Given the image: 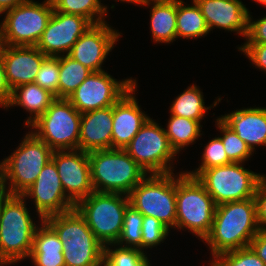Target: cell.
Returning a JSON list of instances; mask_svg holds the SVG:
<instances>
[{"label": "cell", "mask_w": 266, "mask_h": 266, "mask_svg": "<svg viewBox=\"0 0 266 266\" xmlns=\"http://www.w3.org/2000/svg\"><path fill=\"white\" fill-rule=\"evenodd\" d=\"M260 230L254 198L227 202L216 206L210 233L203 241L214 258L223 252L249 246Z\"/></svg>", "instance_id": "obj_1"}, {"label": "cell", "mask_w": 266, "mask_h": 266, "mask_svg": "<svg viewBox=\"0 0 266 266\" xmlns=\"http://www.w3.org/2000/svg\"><path fill=\"white\" fill-rule=\"evenodd\" d=\"M44 221L63 244L65 266H104V245L76 208L49 216Z\"/></svg>", "instance_id": "obj_2"}, {"label": "cell", "mask_w": 266, "mask_h": 266, "mask_svg": "<svg viewBox=\"0 0 266 266\" xmlns=\"http://www.w3.org/2000/svg\"><path fill=\"white\" fill-rule=\"evenodd\" d=\"M91 182L95 192L129 195L147 172L124 150L88 152Z\"/></svg>", "instance_id": "obj_3"}, {"label": "cell", "mask_w": 266, "mask_h": 266, "mask_svg": "<svg viewBox=\"0 0 266 266\" xmlns=\"http://www.w3.org/2000/svg\"><path fill=\"white\" fill-rule=\"evenodd\" d=\"M29 212L22 195L5 197L0 211V259L12 263L29 259L38 227Z\"/></svg>", "instance_id": "obj_4"}, {"label": "cell", "mask_w": 266, "mask_h": 266, "mask_svg": "<svg viewBox=\"0 0 266 266\" xmlns=\"http://www.w3.org/2000/svg\"><path fill=\"white\" fill-rule=\"evenodd\" d=\"M23 137L16 150L0 162V185L9 194L21 195L30 187L53 153L32 131Z\"/></svg>", "instance_id": "obj_5"}, {"label": "cell", "mask_w": 266, "mask_h": 266, "mask_svg": "<svg viewBox=\"0 0 266 266\" xmlns=\"http://www.w3.org/2000/svg\"><path fill=\"white\" fill-rule=\"evenodd\" d=\"M215 209L213 198L197 178L184 171L176 175V229H187L203 242L210 233Z\"/></svg>", "instance_id": "obj_6"}, {"label": "cell", "mask_w": 266, "mask_h": 266, "mask_svg": "<svg viewBox=\"0 0 266 266\" xmlns=\"http://www.w3.org/2000/svg\"><path fill=\"white\" fill-rule=\"evenodd\" d=\"M129 197L118 193L92 192L75 208L84 217L94 236L105 246L116 244L123 226Z\"/></svg>", "instance_id": "obj_7"}, {"label": "cell", "mask_w": 266, "mask_h": 266, "mask_svg": "<svg viewBox=\"0 0 266 266\" xmlns=\"http://www.w3.org/2000/svg\"><path fill=\"white\" fill-rule=\"evenodd\" d=\"M129 202L143 216L176 229V175L147 174L129 193Z\"/></svg>", "instance_id": "obj_8"}, {"label": "cell", "mask_w": 266, "mask_h": 266, "mask_svg": "<svg viewBox=\"0 0 266 266\" xmlns=\"http://www.w3.org/2000/svg\"><path fill=\"white\" fill-rule=\"evenodd\" d=\"M81 113L66 98H56L30 125L31 131L53 151L78 149ZM33 129V130H32Z\"/></svg>", "instance_id": "obj_9"}, {"label": "cell", "mask_w": 266, "mask_h": 266, "mask_svg": "<svg viewBox=\"0 0 266 266\" xmlns=\"http://www.w3.org/2000/svg\"><path fill=\"white\" fill-rule=\"evenodd\" d=\"M244 163H230L203 170L196 178L213 198L216 206L254 198L263 175L244 168Z\"/></svg>", "instance_id": "obj_10"}, {"label": "cell", "mask_w": 266, "mask_h": 266, "mask_svg": "<svg viewBox=\"0 0 266 266\" xmlns=\"http://www.w3.org/2000/svg\"><path fill=\"white\" fill-rule=\"evenodd\" d=\"M51 0H34L4 12L0 23L1 45L36 46L53 14Z\"/></svg>", "instance_id": "obj_11"}, {"label": "cell", "mask_w": 266, "mask_h": 266, "mask_svg": "<svg viewBox=\"0 0 266 266\" xmlns=\"http://www.w3.org/2000/svg\"><path fill=\"white\" fill-rule=\"evenodd\" d=\"M124 150L147 174H167L174 171L171 161L177 154L171 148L164 128L151 117Z\"/></svg>", "instance_id": "obj_12"}, {"label": "cell", "mask_w": 266, "mask_h": 266, "mask_svg": "<svg viewBox=\"0 0 266 266\" xmlns=\"http://www.w3.org/2000/svg\"><path fill=\"white\" fill-rule=\"evenodd\" d=\"M136 83L132 77L118 81L106 71L91 72L67 99L83 114L113 106Z\"/></svg>", "instance_id": "obj_13"}, {"label": "cell", "mask_w": 266, "mask_h": 266, "mask_svg": "<svg viewBox=\"0 0 266 266\" xmlns=\"http://www.w3.org/2000/svg\"><path fill=\"white\" fill-rule=\"evenodd\" d=\"M33 199L40 223L47 217L75 208L66 196L55 163L50 160L41 170L35 182L22 194Z\"/></svg>", "instance_id": "obj_14"}, {"label": "cell", "mask_w": 266, "mask_h": 266, "mask_svg": "<svg viewBox=\"0 0 266 266\" xmlns=\"http://www.w3.org/2000/svg\"><path fill=\"white\" fill-rule=\"evenodd\" d=\"M51 160L57 167L66 196L75 205L94 192L88 152L79 149L55 150Z\"/></svg>", "instance_id": "obj_15"}, {"label": "cell", "mask_w": 266, "mask_h": 266, "mask_svg": "<svg viewBox=\"0 0 266 266\" xmlns=\"http://www.w3.org/2000/svg\"><path fill=\"white\" fill-rule=\"evenodd\" d=\"M91 25L82 16L54 10L36 47L46 56L68 55L72 46Z\"/></svg>", "instance_id": "obj_16"}, {"label": "cell", "mask_w": 266, "mask_h": 266, "mask_svg": "<svg viewBox=\"0 0 266 266\" xmlns=\"http://www.w3.org/2000/svg\"><path fill=\"white\" fill-rule=\"evenodd\" d=\"M121 35L107 22L93 24L72 46L68 56L92 72L104 71L102 65Z\"/></svg>", "instance_id": "obj_17"}, {"label": "cell", "mask_w": 266, "mask_h": 266, "mask_svg": "<svg viewBox=\"0 0 266 266\" xmlns=\"http://www.w3.org/2000/svg\"><path fill=\"white\" fill-rule=\"evenodd\" d=\"M0 54L5 76L11 90L33 83L43 60L47 57L36 46L1 45Z\"/></svg>", "instance_id": "obj_18"}, {"label": "cell", "mask_w": 266, "mask_h": 266, "mask_svg": "<svg viewBox=\"0 0 266 266\" xmlns=\"http://www.w3.org/2000/svg\"><path fill=\"white\" fill-rule=\"evenodd\" d=\"M203 14L209 31L220 28L247 36L250 12L241 0H194Z\"/></svg>", "instance_id": "obj_19"}, {"label": "cell", "mask_w": 266, "mask_h": 266, "mask_svg": "<svg viewBox=\"0 0 266 266\" xmlns=\"http://www.w3.org/2000/svg\"><path fill=\"white\" fill-rule=\"evenodd\" d=\"M136 89L137 83L113 105L112 149H125L149 119L135 98Z\"/></svg>", "instance_id": "obj_20"}, {"label": "cell", "mask_w": 266, "mask_h": 266, "mask_svg": "<svg viewBox=\"0 0 266 266\" xmlns=\"http://www.w3.org/2000/svg\"><path fill=\"white\" fill-rule=\"evenodd\" d=\"M113 106L81 114L78 149H112Z\"/></svg>", "instance_id": "obj_21"}, {"label": "cell", "mask_w": 266, "mask_h": 266, "mask_svg": "<svg viewBox=\"0 0 266 266\" xmlns=\"http://www.w3.org/2000/svg\"><path fill=\"white\" fill-rule=\"evenodd\" d=\"M219 118L236 132L252 152L256 146H266V107L237 109Z\"/></svg>", "instance_id": "obj_22"}, {"label": "cell", "mask_w": 266, "mask_h": 266, "mask_svg": "<svg viewBox=\"0 0 266 266\" xmlns=\"http://www.w3.org/2000/svg\"><path fill=\"white\" fill-rule=\"evenodd\" d=\"M38 226L29 259L35 266H65L63 244L56 232L44 220Z\"/></svg>", "instance_id": "obj_23"}, {"label": "cell", "mask_w": 266, "mask_h": 266, "mask_svg": "<svg viewBox=\"0 0 266 266\" xmlns=\"http://www.w3.org/2000/svg\"><path fill=\"white\" fill-rule=\"evenodd\" d=\"M151 6L150 32L156 43L170 44L177 39V0H157L141 4Z\"/></svg>", "instance_id": "obj_24"}, {"label": "cell", "mask_w": 266, "mask_h": 266, "mask_svg": "<svg viewBox=\"0 0 266 266\" xmlns=\"http://www.w3.org/2000/svg\"><path fill=\"white\" fill-rule=\"evenodd\" d=\"M56 99L50 91L43 89L35 82L17 86L12 90V95L7 109L14 106H21L30 116L25 121V126L34 123Z\"/></svg>", "instance_id": "obj_25"}, {"label": "cell", "mask_w": 266, "mask_h": 266, "mask_svg": "<svg viewBox=\"0 0 266 266\" xmlns=\"http://www.w3.org/2000/svg\"><path fill=\"white\" fill-rule=\"evenodd\" d=\"M203 96V93L197 85H190L187 89L180 93L175 100H173L170 106V114L189 118L201 123V120L204 119L207 110L211 109L213 106L216 107V105L221 101V98L219 97L212 106L205 107Z\"/></svg>", "instance_id": "obj_26"}, {"label": "cell", "mask_w": 266, "mask_h": 266, "mask_svg": "<svg viewBox=\"0 0 266 266\" xmlns=\"http://www.w3.org/2000/svg\"><path fill=\"white\" fill-rule=\"evenodd\" d=\"M183 0H177V38L195 39L205 37L210 31L197 3L184 5Z\"/></svg>", "instance_id": "obj_27"}, {"label": "cell", "mask_w": 266, "mask_h": 266, "mask_svg": "<svg viewBox=\"0 0 266 266\" xmlns=\"http://www.w3.org/2000/svg\"><path fill=\"white\" fill-rule=\"evenodd\" d=\"M201 123L185 117L170 115L165 133L169 144L176 154H179L185 146L194 143L201 134Z\"/></svg>", "instance_id": "obj_28"}, {"label": "cell", "mask_w": 266, "mask_h": 266, "mask_svg": "<svg viewBox=\"0 0 266 266\" xmlns=\"http://www.w3.org/2000/svg\"><path fill=\"white\" fill-rule=\"evenodd\" d=\"M92 71L68 55L59 56L58 98H68Z\"/></svg>", "instance_id": "obj_29"}, {"label": "cell", "mask_w": 266, "mask_h": 266, "mask_svg": "<svg viewBox=\"0 0 266 266\" xmlns=\"http://www.w3.org/2000/svg\"><path fill=\"white\" fill-rule=\"evenodd\" d=\"M51 2L57 12L82 16L92 25L106 22L104 17L107 16L108 8L99 0H51Z\"/></svg>", "instance_id": "obj_30"}, {"label": "cell", "mask_w": 266, "mask_h": 266, "mask_svg": "<svg viewBox=\"0 0 266 266\" xmlns=\"http://www.w3.org/2000/svg\"><path fill=\"white\" fill-rule=\"evenodd\" d=\"M145 253L146 251L143 252L138 248L108 244L104 246V266H151Z\"/></svg>", "instance_id": "obj_31"}, {"label": "cell", "mask_w": 266, "mask_h": 266, "mask_svg": "<svg viewBox=\"0 0 266 266\" xmlns=\"http://www.w3.org/2000/svg\"><path fill=\"white\" fill-rule=\"evenodd\" d=\"M217 128L221 131L219 136L223 142L228 159L232 163H245L254 152L248 145L229 128L220 118L216 119Z\"/></svg>", "instance_id": "obj_32"}, {"label": "cell", "mask_w": 266, "mask_h": 266, "mask_svg": "<svg viewBox=\"0 0 266 266\" xmlns=\"http://www.w3.org/2000/svg\"><path fill=\"white\" fill-rule=\"evenodd\" d=\"M142 223L143 215L129 204L124 212L122 231L116 245L141 250Z\"/></svg>", "instance_id": "obj_33"}, {"label": "cell", "mask_w": 266, "mask_h": 266, "mask_svg": "<svg viewBox=\"0 0 266 266\" xmlns=\"http://www.w3.org/2000/svg\"><path fill=\"white\" fill-rule=\"evenodd\" d=\"M204 148L202 158L200 159L202 161L201 165L195 170L186 171V174L196 178L205 169L232 163L228 159L223 142L219 136L211 139Z\"/></svg>", "instance_id": "obj_34"}, {"label": "cell", "mask_w": 266, "mask_h": 266, "mask_svg": "<svg viewBox=\"0 0 266 266\" xmlns=\"http://www.w3.org/2000/svg\"><path fill=\"white\" fill-rule=\"evenodd\" d=\"M212 260L211 266H266L250 246L223 252Z\"/></svg>", "instance_id": "obj_35"}, {"label": "cell", "mask_w": 266, "mask_h": 266, "mask_svg": "<svg viewBox=\"0 0 266 266\" xmlns=\"http://www.w3.org/2000/svg\"><path fill=\"white\" fill-rule=\"evenodd\" d=\"M170 229L154 217L143 216L141 251L163 243L169 235Z\"/></svg>", "instance_id": "obj_36"}, {"label": "cell", "mask_w": 266, "mask_h": 266, "mask_svg": "<svg viewBox=\"0 0 266 266\" xmlns=\"http://www.w3.org/2000/svg\"><path fill=\"white\" fill-rule=\"evenodd\" d=\"M34 82L58 98L59 56H47L43 60Z\"/></svg>", "instance_id": "obj_37"}, {"label": "cell", "mask_w": 266, "mask_h": 266, "mask_svg": "<svg viewBox=\"0 0 266 266\" xmlns=\"http://www.w3.org/2000/svg\"><path fill=\"white\" fill-rule=\"evenodd\" d=\"M244 55L257 66L261 71L266 73V44L262 43H244L237 47Z\"/></svg>", "instance_id": "obj_38"}, {"label": "cell", "mask_w": 266, "mask_h": 266, "mask_svg": "<svg viewBox=\"0 0 266 266\" xmlns=\"http://www.w3.org/2000/svg\"><path fill=\"white\" fill-rule=\"evenodd\" d=\"M254 200L256 203L257 221L261 229H266V175L263 174L257 186Z\"/></svg>", "instance_id": "obj_39"}, {"label": "cell", "mask_w": 266, "mask_h": 266, "mask_svg": "<svg viewBox=\"0 0 266 266\" xmlns=\"http://www.w3.org/2000/svg\"><path fill=\"white\" fill-rule=\"evenodd\" d=\"M252 19L253 17L249 15L248 33L244 43L266 44V16L257 21Z\"/></svg>", "instance_id": "obj_40"}, {"label": "cell", "mask_w": 266, "mask_h": 266, "mask_svg": "<svg viewBox=\"0 0 266 266\" xmlns=\"http://www.w3.org/2000/svg\"><path fill=\"white\" fill-rule=\"evenodd\" d=\"M11 95H12V90L7 84L4 64L0 54V107L7 109Z\"/></svg>", "instance_id": "obj_41"}, {"label": "cell", "mask_w": 266, "mask_h": 266, "mask_svg": "<svg viewBox=\"0 0 266 266\" xmlns=\"http://www.w3.org/2000/svg\"><path fill=\"white\" fill-rule=\"evenodd\" d=\"M266 265V229H261L249 245Z\"/></svg>", "instance_id": "obj_42"}, {"label": "cell", "mask_w": 266, "mask_h": 266, "mask_svg": "<svg viewBox=\"0 0 266 266\" xmlns=\"http://www.w3.org/2000/svg\"><path fill=\"white\" fill-rule=\"evenodd\" d=\"M32 0H0V16L4 12L15 8L18 5L27 3Z\"/></svg>", "instance_id": "obj_43"}, {"label": "cell", "mask_w": 266, "mask_h": 266, "mask_svg": "<svg viewBox=\"0 0 266 266\" xmlns=\"http://www.w3.org/2000/svg\"><path fill=\"white\" fill-rule=\"evenodd\" d=\"M8 194L9 193L0 185V211L2 208V203Z\"/></svg>", "instance_id": "obj_44"}, {"label": "cell", "mask_w": 266, "mask_h": 266, "mask_svg": "<svg viewBox=\"0 0 266 266\" xmlns=\"http://www.w3.org/2000/svg\"><path fill=\"white\" fill-rule=\"evenodd\" d=\"M152 1H157V0H126V3H133V4H143V3H146V2H152Z\"/></svg>", "instance_id": "obj_45"}, {"label": "cell", "mask_w": 266, "mask_h": 266, "mask_svg": "<svg viewBox=\"0 0 266 266\" xmlns=\"http://www.w3.org/2000/svg\"><path fill=\"white\" fill-rule=\"evenodd\" d=\"M9 264L15 265V263H12V262L7 261V260L0 259V266H5V265H9Z\"/></svg>", "instance_id": "obj_46"}, {"label": "cell", "mask_w": 266, "mask_h": 266, "mask_svg": "<svg viewBox=\"0 0 266 266\" xmlns=\"http://www.w3.org/2000/svg\"><path fill=\"white\" fill-rule=\"evenodd\" d=\"M256 3H259L260 5H264L266 7V0H253Z\"/></svg>", "instance_id": "obj_47"}, {"label": "cell", "mask_w": 266, "mask_h": 266, "mask_svg": "<svg viewBox=\"0 0 266 266\" xmlns=\"http://www.w3.org/2000/svg\"><path fill=\"white\" fill-rule=\"evenodd\" d=\"M101 2V0H99ZM117 1H121V2H126V0H117Z\"/></svg>", "instance_id": "obj_48"}]
</instances>
